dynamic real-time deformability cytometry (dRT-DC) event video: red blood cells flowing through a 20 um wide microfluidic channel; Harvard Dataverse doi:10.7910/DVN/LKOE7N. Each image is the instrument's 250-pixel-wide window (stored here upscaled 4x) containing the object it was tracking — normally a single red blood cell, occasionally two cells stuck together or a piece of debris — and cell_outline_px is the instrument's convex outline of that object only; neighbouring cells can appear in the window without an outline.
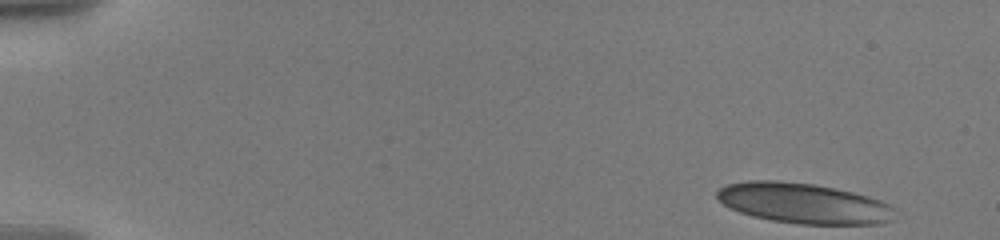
{"species": "human", "species_latin": "Homo sapiens", "temperature_condition": "warm", "stored_images_in_passage": 47, "camera_frame_rate_fps": 3000, "um_per_image_px": 0.085, "donor": {"sex": "male"}, "frame": {"image": 1, "passage_image": 1, "time_ms": 0.0, "image_size_px": [1000, 240], "cell_outline_px": [[896, 208], [892, 220], [880, 224], [800, 224], [772, 220], [752, 216], [740, 212], [724, 204], [716, 196], [716, 192], [720, 188], [728, 184], [748, 180], [772, 180], [812, 184], [852, 192], [880, 200]], "centroid_in_image_um": [68.31, 17.28], "position_along_channel_um": 16.7, "area_um2": 41.56}}
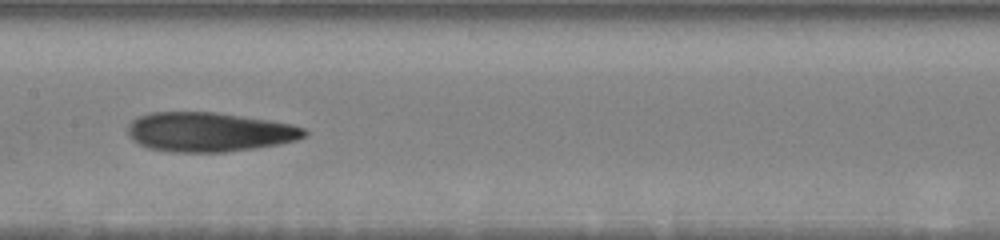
{"frame": {"image": 2, "passage_image": 28, "time_ms": 9.0, "image_size_px": [1000, 240], "cell_outline_px": [[308, 132], [304, 136], [296, 140], [280, 144], [224, 152], [172, 152], [148, 148], [132, 140], [128, 132], [128, 124], [132, 120], [140, 116], [152, 112], [216, 112], [268, 120], [292, 124], [304, 128]], "centroid_in_image_um": [17.77, 11.22], "position_along_channel_um": 189.6, "area_um2": 40.4}}
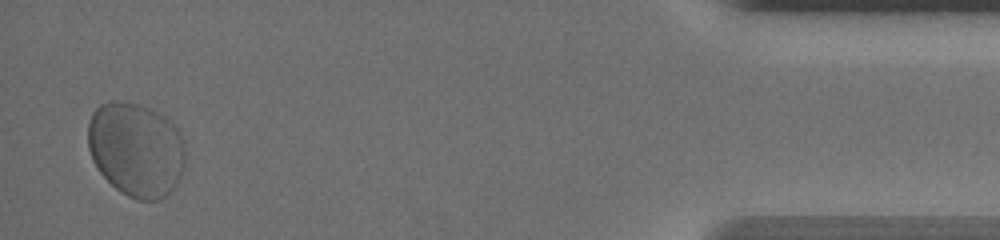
{"frame": {"image": 3, "passage_image": 47, "time_ms": 17.667, "image_size_px": [1000, 240], "cell_outline_px": [[184, 168], [180, 180], [160, 200], [136, 200], [120, 192], [96, 168], [92, 160], [88, 148], [88, 124], [92, 112], [100, 104], [112, 100], [116, 100], [136, 104], [148, 108], [164, 116], [176, 128], [184, 140]], "centroid_in_image_um": [11.55, 12.71], "position_along_channel_um": 423.7, "area_um2": 53.64}, "authors_computed_cell_mechanics": {"area_um2": 40.749, "velocity_mm_per_s": 3.4696, "shape_relaxation_time_tau1_ms": 4.9112, "shape_relaxation_time_tau2_ms": 2.1554, "deformation_change_tau1": 0.1264, "deformation_change_tau2": 0.0651}}